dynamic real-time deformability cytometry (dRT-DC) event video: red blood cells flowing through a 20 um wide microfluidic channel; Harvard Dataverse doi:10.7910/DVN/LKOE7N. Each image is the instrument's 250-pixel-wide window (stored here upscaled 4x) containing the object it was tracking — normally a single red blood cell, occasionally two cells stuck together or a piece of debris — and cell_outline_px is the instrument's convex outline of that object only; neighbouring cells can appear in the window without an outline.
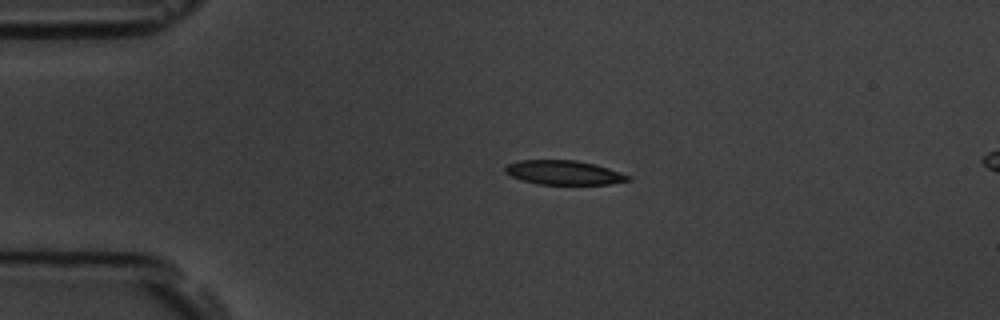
{"species": "common noctule bat (a hibernating species)", "species_latin": "Nyctalus noctula", "temperature_condition": "room temperature", "stored_images_in_passage": 5, "segment_of_instrument_passage": [1, 2], "camera_frame_rate_fps": 3000, "um_per_image_px": 0.085, "animal": {"sex": "male", "body_mass_g": 19.5, "forearm_length_mm": 54.6}, "frame": {"image": 1, "passage_image": 3, "time_ms": 3.0, "image_size_px": [1000, 320], "cell_outline_px": [[632, 180], [608, 184], [536, 184], [512, 176], [504, 172], [504, 168], [508, 164], [520, 160], [576, 160], [596, 164], [632, 176]], "centroid_in_image_um": [47.96, 14.66], "position_along_channel_um": 37.0, "area_um2": 17.34}}